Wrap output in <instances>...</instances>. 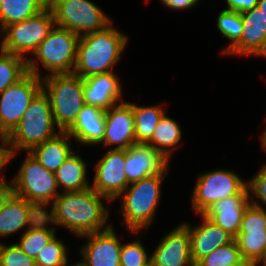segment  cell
<instances>
[{
    "label": "cell",
    "mask_w": 266,
    "mask_h": 266,
    "mask_svg": "<svg viewBox=\"0 0 266 266\" xmlns=\"http://www.w3.org/2000/svg\"><path fill=\"white\" fill-rule=\"evenodd\" d=\"M235 241L243 259H250L256 263L263 258L266 232L238 233Z\"/></svg>",
    "instance_id": "cell-30"
},
{
    "label": "cell",
    "mask_w": 266,
    "mask_h": 266,
    "mask_svg": "<svg viewBox=\"0 0 266 266\" xmlns=\"http://www.w3.org/2000/svg\"><path fill=\"white\" fill-rule=\"evenodd\" d=\"M105 112L99 107L85 105L66 130L67 134L80 144L99 145L105 133Z\"/></svg>",
    "instance_id": "cell-22"
},
{
    "label": "cell",
    "mask_w": 266,
    "mask_h": 266,
    "mask_svg": "<svg viewBox=\"0 0 266 266\" xmlns=\"http://www.w3.org/2000/svg\"><path fill=\"white\" fill-rule=\"evenodd\" d=\"M0 266H36L35 260L27 256L17 244L0 242Z\"/></svg>",
    "instance_id": "cell-36"
},
{
    "label": "cell",
    "mask_w": 266,
    "mask_h": 266,
    "mask_svg": "<svg viewBox=\"0 0 266 266\" xmlns=\"http://www.w3.org/2000/svg\"><path fill=\"white\" fill-rule=\"evenodd\" d=\"M87 166L83 158L73 152L55 172L58 188L61 187L63 192L83 191L90 188L91 185L86 177Z\"/></svg>",
    "instance_id": "cell-24"
},
{
    "label": "cell",
    "mask_w": 266,
    "mask_h": 266,
    "mask_svg": "<svg viewBox=\"0 0 266 266\" xmlns=\"http://www.w3.org/2000/svg\"><path fill=\"white\" fill-rule=\"evenodd\" d=\"M87 242L81 247L80 266H120L121 241L114 232L113 226L87 234Z\"/></svg>",
    "instance_id": "cell-13"
},
{
    "label": "cell",
    "mask_w": 266,
    "mask_h": 266,
    "mask_svg": "<svg viewBox=\"0 0 266 266\" xmlns=\"http://www.w3.org/2000/svg\"><path fill=\"white\" fill-rule=\"evenodd\" d=\"M260 261H266V245H265V249H264V256Z\"/></svg>",
    "instance_id": "cell-47"
},
{
    "label": "cell",
    "mask_w": 266,
    "mask_h": 266,
    "mask_svg": "<svg viewBox=\"0 0 266 266\" xmlns=\"http://www.w3.org/2000/svg\"><path fill=\"white\" fill-rule=\"evenodd\" d=\"M55 26L68 29L78 36L102 31L111 19L90 0H48Z\"/></svg>",
    "instance_id": "cell-8"
},
{
    "label": "cell",
    "mask_w": 266,
    "mask_h": 266,
    "mask_svg": "<svg viewBox=\"0 0 266 266\" xmlns=\"http://www.w3.org/2000/svg\"><path fill=\"white\" fill-rule=\"evenodd\" d=\"M134 115L136 144H147L165 111L161 106H137L130 103Z\"/></svg>",
    "instance_id": "cell-28"
},
{
    "label": "cell",
    "mask_w": 266,
    "mask_h": 266,
    "mask_svg": "<svg viewBox=\"0 0 266 266\" xmlns=\"http://www.w3.org/2000/svg\"><path fill=\"white\" fill-rule=\"evenodd\" d=\"M167 171L131 183L117 197L121 199L123 223L134 233L147 229L155 218L161 196V182Z\"/></svg>",
    "instance_id": "cell-3"
},
{
    "label": "cell",
    "mask_w": 266,
    "mask_h": 266,
    "mask_svg": "<svg viewBox=\"0 0 266 266\" xmlns=\"http://www.w3.org/2000/svg\"><path fill=\"white\" fill-rule=\"evenodd\" d=\"M240 14L243 24L241 38L226 54L266 58V25L261 22L260 10L254 7Z\"/></svg>",
    "instance_id": "cell-18"
},
{
    "label": "cell",
    "mask_w": 266,
    "mask_h": 266,
    "mask_svg": "<svg viewBox=\"0 0 266 266\" xmlns=\"http://www.w3.org/2000/svg\"><path fill=\"white\" fill-rule=\"evenodd\" d=\"M217 28L229 39V46L222 53L226 54L241 38L243 24L241 14L235 11L222 10L217 17Z\"/></svg>",
    "instance_id": "cell-31"
},
{
    "label": "cell",
    "mask_w": 266,
    "mask_h": 266,
    "mask_svg": "<svg viewBox=\"0 0 266 266\" xmlns=\"http://www.w3.org/2000/svg\"><path fill=\"white\" fill-rule=\"evenodd\" d=\"M201 217L202 222L198 226L191 227L187 222L184 223L189 229L191 258L194 265L216 248L227 245L235 239L203 214Z\"/></svg>",
    "instance_id": "cell-17"
},
{
    "label": "cell",
    "mask_w": 266,
    "mask_h": 266,
    "mask_svg": "<svg viewBox=\"0 0 266 266\" xmlns=\"http://www.w3.org/2000/svg\"><path fill=\"white\" fill-rule=\"evenodd\" d=\"M250 194L226 197L211 205L203 215L234 238L238 235L242 218L250 202Z\"/></svg>",
    "instance_id": "cell-20"
},
{
    "label": "cell",
    "mask_w": 266,
    "mask_h": 266,
    "mask_svg": "<svg viewBox=\"0 0 266 266\" xmlns=\"http://www.w3.org/2000/svg\"><path fill=\"white\" fill-rule=\"evenodd\" d=\"M237 194H249L248 182L234 171L216 169L200 174L193 189L192 206L201 215L215 202Z\"/></svg>",
    "instance_id": "cell-10"
},
{
    "label": "cell",
    "mask_w": 266,
    "mask_h": 266,
    "mask_svg": "<svg viewBox=\"0 0 266 266\" xmlns=\"http://www.w3.org/2000/svg\"><path fill=\"white\" fill-rule=\"evenodd\" d=\"M6 183V181L0 183V212L3 210L5 204L9 198L14 194L13 184Z\"/></svg>",
    "instance_id": "cell-41"
},
{
    "label": "cell",
    "mask_w": 266,
    "mask_h": 266,
    "mask_svg": "<svg viewBox=\"0 0 266 266\" xmlns=\"http://www.w3.org/2000/svg\"><path fill=\"white\" fill-rule=\"evenodd\" d=\"M71 137L66 131H59L57 135L34 147L29 153L48 171L57 169L74 152L70 147Z\"/></svg>",
    "instance_id": "cell-23"
},
{
    "label": "cell",
    "mask_w": 266,
    "mask_h": 266,
    "mask_svg": "<svg viewBox=\"0 0 266 266\" xmlns=\"http://www.w3.org/2000/svg\"><path fill=\"white\" fill-rule=\"evenodd\" d=\"M70 266H80L78 263H73V265Z\"/></svg>",
    "instance_id": "cell-49"
},
{
    "label": "cell",
    "mask_w": 266,
    "mask_h": 266,
    "mask_svg": "<svg viewBox=\"0 0 266 266\" xmlns=\"http://www.w3.org/2000/svg\"><path fill=\"white\" fill-rule=\"evenodd\" d=\"M83 84L84 80L74 73L42 77V89L49 96L58 131H66L86 105Z\"/></svg>",
    "instance_id": "cell-5"
},
{
    "label": "cell",
    "mask_w": 266,
    "mask_h": 266,
    "mask_svg": "<svg viewBox=\"0 0 266 266\" xmlns=\"http://www.w3.org/2000/svg\"><path fill=\"white\" fill-rule=\"evenodd\" d=\"M152 266H195L191 258L188 227L182 223L165 234L150 255Z\"/></svg>",
    "instance_id": "cell-14"
},
{
    "label": "cell",
    "mask_w": 266,
    "mask_h": 266,
    "mask_svg": "<svg viewBox=\"0 0 266 266\" xmlns=\"http://www.w3.org/2000/svg\"><path fill=\"white\" fill-rule=\"evenodd\" d=\"M125 150L110 149L98 160L91 188L114 201L127 187Z\"/></svg>",
    "instance_id": "cell-12"
},
{
    "label": "cell",
    "mask_w": 266,
    "mask_h": 266,
    "mask_svg": "<svg viewBox=\"0 0 266 266\" xmlns=\"http://www.w3.org/2000/svg\"><path fill=\"white\" fill-rule=\"evenodd\" d=\"M149 262L150 254H147L140 240L122 244L120 266H145Z\"/></svg>",
    "instance_id": "cell-35"
},
{
    "label": "cell",
    "mask_w": 266,
    "mask_h": 266,
    "mask_svg": "<svg viewBox=\"0 0 266 266\" xmlns=\"http://www.w3.org/2000/svg\"><path fill=\"white\" fill-rule=\"evenodd\" d=\"M55 26V20L47 5L38 14L21 22L10 24L2 31L0 51L25 57L26 52L33 53L45 40Z\"/></svg>",
    "instance_id": "cell-9"
},
{
    "label": "cell",
    "mask_w": 266,
    "mask_h": 266,
    "mask_svg": "<svg viewBox=\"0 0 266 266\" xmlns=\"http://www.w3.org/2000/svg\"><path fill=\"white\" fill-rule=\"evenodd\" d=\"M181 135L182 131L179 124L164 113L153 132L152 139L147 145L152 146L170 161L181 140Z\"/></svg>",
    "instance_id": "cell-25"
},
{
    "label": "cell",
    "mask_w": 266,
    "mask_h": 266,
    "mask_svg": "<svg viewBox=\"0 0 266 266\" xmlns=\"http://www.w3.org/2000/svg\"><path fill=\"white\" fill-rule=\"evenodd\" d=\"M0 29H1V0H0Z\"/></svg>",
    "instance_id": "cell-48"
},
{
    "label": "cell",
    "mask_w": 266,
    "mask_h": 266,
    "mask_svg": "<svg viewBox=\"0 0 266 266\" xmlns=\"http://www.w3.org/2000/svg\"><path fill=\"white\" fill-rule=\"evenodd\" d=\"M0 139H8V135L2 130L0 126Z\"/></svg>",
    "instance_id": "cell-45"
},
{
    "label": "cell",
    "mask_w": 266,
    "mask_h": 266,
    "mask_svg": "<svg viewBox=\"0 0 266 266\" xmlns=\"http://www.w3.org/2000/svg\"><path fill=\"white\" fill-rule=\"evenodd\" d=\"M12 179L14 194L35 204L42 212L60 194L55 173L45 169L29 152Z\"/></svg>",
    "instance_id": "cell-7"
},
{
    "label": "cell",
    "mask_w": 266,
    "mask_h": 266,
    "mask_svg": "<svg viewBox=\"0 0 266 266\" xmlns=\"http://www.w3.org/2000/svg\"><path fill=\"white\" fill-rule=\"evenodd\" d=\"M145 266H152V264H151V262H149L147 265H145Z\"/></svg>",
    "instance_id": "cell-50"
},
{
    "label": "cell",
    "mask_w": 266,
    "mask_h": 266,
    "mask_svg": "<svg viewBox=\"0 0 266 266\" xmlns=\"http://www.w3.org/2000/svg\"><path fill=\"white\" fill-rule=\"evenodd\" d=\"M47 5L48 0H1V31L38 14Z\"/></svg>",
    "instance_id": "cell-27"
},
{
    "label": "cell",
    "mask_w": 266,
    "mask_h": 266,
    "mask_svg": "<svg viewBox=\"0 0 266 266\" xmlns=\"http://www.w3.org/2000/svg\"><path fill=\"white\" fill-rule=\"evenodd\" d=\"M161 1L166 7H169L171 9L184 10V9L192 8L200 0H161Z\"/></svg>",
    "instance_id": "cell-40"
},
{
    "label": "cell",
    "mask_w": 266,
    "mask_h": 266,
    "mask_svg": "<svg viewBox=\"0 0 266 266\" xmlns=\"http://www.w3.org/2000/svg\"><path fill=\"white\" fill-rule=\"evenodd\" d=\"M257 8L260 10V19L266 25V0H258Z\"/></svg>",
    "instance_id": "cell-42"
},
{
    "label": "cell",
    "mask_w": 266,
    "mask_h": 266,
    "mask_svg": "<svg viewBox=\"0 0 266 266\" xmlns=\"http://www.w3.org/2000/svg\"><path fill=\"white\" fill-rule=\"evenodd\" d=\"M105 196L98 194L91 187L83 191L62 192L51 203V210H44L43 215L53 226L61 225L76 236L105 230L109 211L103 205Z\"/></svg>",
    "instance_id": "cell-1"
},
{
    "label": "cell",
    "mask_w": 266,
    "mask_h": 266,
    "mask_svg": "<svg viewBox=\"0 0 266 266\" xmlns=\"http://www.w3.org/2000/svg\"><path fill=\"white\" fill-rule=\"evenodd\" d=\"M128 38L113 25L80 36L74 74L82 79L113 71Z\"/></svg>",
    "instance_id": "cell-2"
},
{
    "label": "cell",
    "mask_w": 266,
    "mask_h": 266,
    "mask_svg": "<svg viewBox=\"0 0 266 266\" xmlns=\"http://www.w3.org/2000/svg\"><path fill=\"white\" fill-rule=\"evenodd\" d=\"M27 73L25 57L0 52V94L10 85L16 83Z\"/></svg>",
    "instance_id": "cell-29"
},
{
    "label": "cell",
    "mask_w": 266,
    "mask_h": 266,
    "mask_svg": "<svg viewBox=\"0 0 266 266\" xmlns=\"http://www.w3.org/2000/svg\"><path fill=\"white\" fill-rule=\"evenodd\" d=\"M260 263L262 266H266V261H258L255 263V266H258Z\"/></svg>",
    "instance_id": "cell-46"
},
{
    "label": "cell",
    "mask_w": 266,
    "mask_h": 266,
    "mask_svg": "<svg viewBox=\"0 0 266 266\" xmlns=\"http://www.w3.org/2000/svg\"><path fill=\"white\" fill-rule=\"evenodd\" d=\"M49 96L42 89L31 101L18 125L8 135L12 158L19 150L30 152L34 147L58 133Z\"/></svg>",
    "instance_id": "cell-4"
},
{
    "label": "cell",
    "mask_w": 266,
    "mask_h": 266,
    "mask_svg": "<svg viewBox=\"0 0 266 266\" xmlns=\"http://www.w3.org/2000/svg\"><path fill=\"white\" fill-rule=\"evenodd\" d=\"M50 225V221L43 215L32 226L24 231L17 246L30 258L36 259L40 251L56 235V228Z\"/></svg>",
    "instance_id": "cell-26"
},
{
    "label": "cell",
    "mask_w": 266,
    "mask_h": 266,
    "mask_svg": "<svg viewBox=\"0 0 266 266\" xmlns=\"http://www.w3.org/2000/svg\"><path fill=\"white\" fill-rule=\"evenodd\" d=\"M36 58L27 59V73L0 95V126L9 135L20 122L31 101L42 90Z\"/></svg>",
    "instance_id": "cell-6"
},
{
    "label": "cell",
    "mask_w": 266,
    "mask_h": 266,
    "mask_svg": "<svg viewBox=\"0 0 266 266\" xmlns=\"http://www.w3.org/2000/svg\"><path fill=\"white\" fill-rule=\"evenodd\" d=\"M105 126L104 145L115 144L113 149L126 150L136 144L134 115L129 102L123 100L106 110Z\"/></svg>",
    "instance_id": "cell-15"
},
{
    "label": "cell",
    "mask_w": 266,
    "mask_h": 266,
    "mask_svg": "<svg viewBox=\"0 0 266 266\" xmlns=\"http://www.w3.org/2000/svg\"><path fill=\"white\" fill-rule=\"evenodd\" d=\"M226 3L228 8L225 10L242 13L257 7L258 0H226Z\"/></svg>",
    "instance_id": "cell-38"
},
{
    "label": "cell",
    "mask_w": 266,
    "mask_h": 266,
    "mask_svg": "<svg viewBox=\"0 0 266 266\" xmlns=\"http://www.w3.org/2000/svg\"><path fill=\"white\" fill-rule=\"evenodd\" d=\"M67 247L55 235L35 259L36 266H69Z\"/></svg>",
    "instance_id": "cell-33"
},
{
    "label": "cell",
    "mask_w": 266,
    "mask_h": 266,
    "mask_svg": "<svg viewBox=\"0 0 266 266\" xmlns=\"http://www.w3.org/2000/svg\"><path fill=\"white\" fill-rule=\"evenodd\" d=\"M247 206L239 233L266 232V209L258 200H250Z\"/></svg>",
    "instance_id": "cell-34"
},
{
    "label": "cell",
    "mask_w": 266,
    "mask_h": 266,
    "mask_svg": "<svg viewBox=\"0 0 266 266\" xmlns=\"http://www.w3.org/2000/svg\"><path fill=\"white\" fill-rule=\"evenodd\" d=\"M125 174L128 185L168 171L169 161L152 146L135 144L125 150Z\"/></svg>",
    "instance_id": "cell-16"
},
{
    "label": "cell",
    "mask_w": 266,
    "mask_h": 266,
    "mask_svg": "<svg viewBox=\"0 0 266 266\" xmlns=\"http://www.w3.org/2000/svg\"><path fill=\"white\" fill-rule=\"evenodd\" d=\"M43 212L23 197L13 194L0 212V236H8L32 226Z\"/></svg>",
    "instance_id": "cell-21"
},
{
    "label": "cell",
    "mask_w": 266,
    "mask_h": 266,
    "mask_svg": "<svg viewBox=\"0 0 266 266\" xmlns=\"http://www.w3.org/2000/svg\"><path fill=\"white\" fill-rule=\"evenodd\" d=\"M2 145L0 146V171L4 169V166L12 159V149L8 139H0ZM4 176L0 178V183L4 182Z\"/></svg>",
    "instance_id": "cell-39"
},
{
    "label": "cell",
    "mask_w": 266,
    "mask_h": 266,
    "mask_svg": "<svg viewBox=\"0 0 266 266\" xmlns=\"http://www.w3.org/2000/svg\"><path fill=\"white\" fill-rule=\"evenodd\" d=\"M230 266H255V263L250 259H242L239 263Z\"/></svg>",
    "instance_id": "cell-43"
},
{
    "label": "cell",
    "mask_w": 266,
    "mask_h": 266,
    "mask_svg": "<svg viewBox=\"0 0 266 266\" xmlns=\"http://www.w3.org/2000/svg\"><path fill=\"white\" fill-rule=\"evenodd\" d=\"M262 136H261V145H262V147H263V149L266 151V129L264 130V133L263 134H261Z\"/></svg>",
    "instance_id": "cell-44"
},
{
    "label": "cell",
    "mask_w": 266,
    "mask_h": 266,
    "mask_svg": "<svg viewBox=\"0 0 266 266\" xmlns=\"http://www.w3.org/2000/svg\"><path fill=\"white\" fill-rule=\"evenodd\" d=\"M80 36L58 26L50 31L45 40L32 53L52 74H71L74 72L77 46Z\"/></svg>",
    "instance_id": "cell-11"
},
{
    "label": "cell",
    "mask_w": 266,
    "mask_h": 266,
    "mask_svg": "<svg viewBox=\"0 0 266 266\" xmlns=\"http://www.w3.org/2000/svg\"><path fill=\"white\" fill-rule=\"evenodd\" d=\"M83 80V95L86 105L108 110L122 99L120 78L113 71L86 77Z\"/></svg>",
    "instance_id": "cell-19"
},
{
    "label": "cell",
    "mask_w": 266,
    "mask_h": 266,
    "mask_svg": "<svg viewBox=\"0 0 266 266\" xmlns=\"http://www.w3.org/2000/svg\"><path fill=\"white\" fill-rule=\"evenodd\" d=\"M243 259L235 239L224 246L216 248L209 255L200 259L195 266H230Z\"/></svg>",
    "instance_id": "cell-32"
},
{
    "label": "cell",
    "mask_w": 266,
    "mask_h": 266,
    "mask_svg": "<svg viewBox=\"0 0 266 266\" xmlns=\"http://www.w3.org/2000/svg\"><path fill=\"white\" fill-rule=\"evenodd\" d=\"M250 200L255 197L266 205V164L260 168L259 172L248 182ZM254 194V195H253Z\"/></svg>",
    "instance_id": "cell-37"
}]
</instances>
